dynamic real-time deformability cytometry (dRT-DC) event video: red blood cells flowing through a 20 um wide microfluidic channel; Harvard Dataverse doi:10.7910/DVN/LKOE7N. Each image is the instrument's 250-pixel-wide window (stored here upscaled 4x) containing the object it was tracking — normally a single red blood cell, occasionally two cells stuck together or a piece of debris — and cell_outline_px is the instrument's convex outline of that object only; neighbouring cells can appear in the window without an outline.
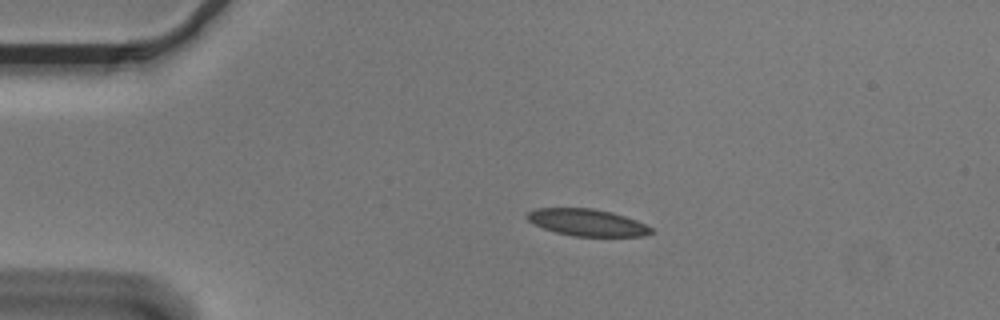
{"species": "Egyptian fruit bat (a non-hibernating species)", "species_latin": "Rousettus aegyptiacus", "temperature_condition": "cold", "stored_images_in_passage": 45, "camera_frame_rate_fps": 3000, "um_per_image_px": 0.085, "animal": {"sex": "male"}, "frame": {"image": 1, "passage_image": 1, "time_ms": 0.0, "image_size_px": [1000, 320], "cell_outline_px": [[656, 232], [644, 236], [572, 236], [556, 232], [532, 224], [524, 216], [528, 212], [536, 208], [592, 208], [612, 212], [636, 220], [652, 228]], "centroid_in_image_um": [49.9, 18.91], "position_along_channel_um": 35.1, "area_um2": 19.54}}
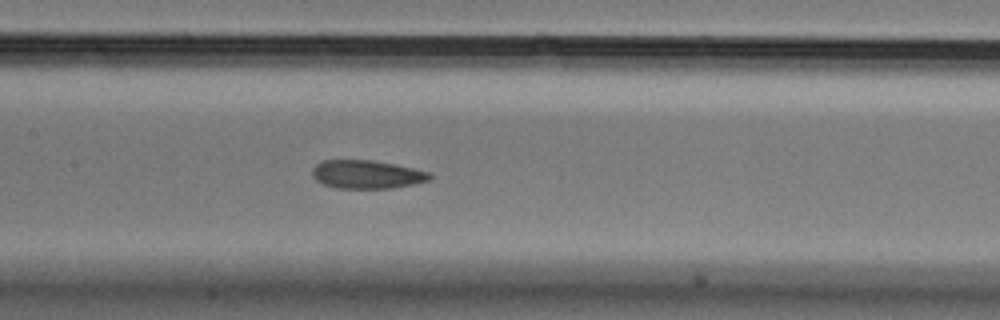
{"frame": {"image": 2, "passage_image": 16, "time_ms": 5.0, "image_size_px": [1000, 320], "cell_outline_px": [[432, 176], [428, 180], [412, 184], [392, 188], [336, 188], [324, 184], [316, 180], [312, 176], [312, 168], [316, 164], [324, 160], [372, 160], [396, 164], [432, 172]], "centroid_in_image_um": [31.18, 14.81], "position_along_channel_um": 176.2, "area_um2": 19.48}}
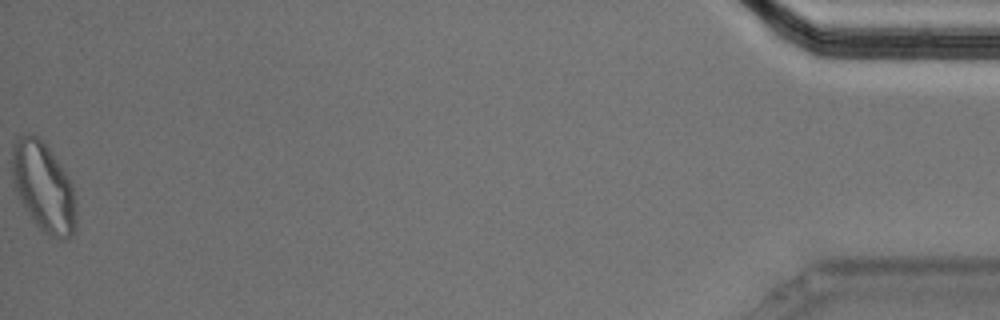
{"frame": {"image": 3, "passage_image": 45, "time_ms": 14.667, "image_size_px": [1000, 320], "cell_outline_px": [[76, 232], [68, 240], [60, 240], [48, 236], [32, 220], [24, 208], [16, 192], [12, 176], [12, 144], [20, 136], [28, 132], [36, 136], [48, 148], [68, 176], [72, 184], [76, 204]], "centroid_in_image_um": [3.71, 15.95], "position_along_channel_um": 431.5, "area_um2": 33.64}, "authors_computed_cell_mechanics": {"area_um2": 20.2878, "velocity_mm_per_s": 3.6223, "shape_relaxation_time_tau1_ms": 8.8864, "shape_relaxation_time_tau2_ms": 2.7499, "deformation_change_tau1": 0.1872, "deformation_change_tau2": 0.0867}}